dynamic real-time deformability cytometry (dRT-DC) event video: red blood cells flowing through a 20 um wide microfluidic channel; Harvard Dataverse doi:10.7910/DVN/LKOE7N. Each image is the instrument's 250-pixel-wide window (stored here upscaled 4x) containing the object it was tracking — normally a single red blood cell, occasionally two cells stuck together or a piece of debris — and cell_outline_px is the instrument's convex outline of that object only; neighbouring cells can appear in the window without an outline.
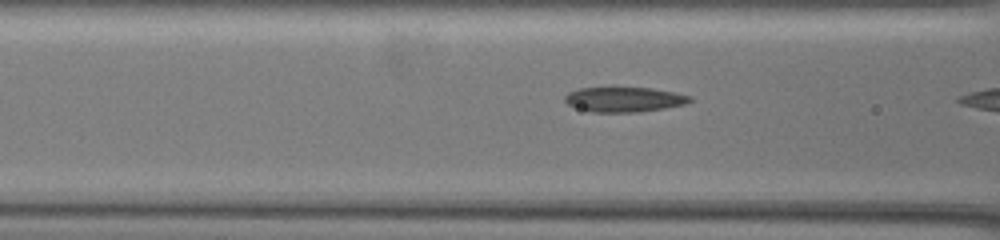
{"species": "common noctule bat (a hibernating species)", "species_latin": "Nyctalus noctula", "temperature_condition": "warm", "stored_images_in_passage": 11, "camera_frame_rate_fps": 3000, "um_per_image_px": 0.085, "animal": {"sex": "female", "body_mass_g": 19.5, "forearm_length_mm": 54.1}, "frame": {"image": 1, "passage_image": 10, "time_ms": 3.0, "image_size_px": [1000, 240], "cell_outline_px": [[692, 100], [684, 104], [664, 108], [636, 112], [592, 112], [568, 104], [564, 100], [564, 96], [568, 92], [580, 88], [652, 88], [692, 96]], "centroid_in_image_um": [53.04, 8.45], "position_along_channel_um": 113.6, "area_um2": 17.86}}